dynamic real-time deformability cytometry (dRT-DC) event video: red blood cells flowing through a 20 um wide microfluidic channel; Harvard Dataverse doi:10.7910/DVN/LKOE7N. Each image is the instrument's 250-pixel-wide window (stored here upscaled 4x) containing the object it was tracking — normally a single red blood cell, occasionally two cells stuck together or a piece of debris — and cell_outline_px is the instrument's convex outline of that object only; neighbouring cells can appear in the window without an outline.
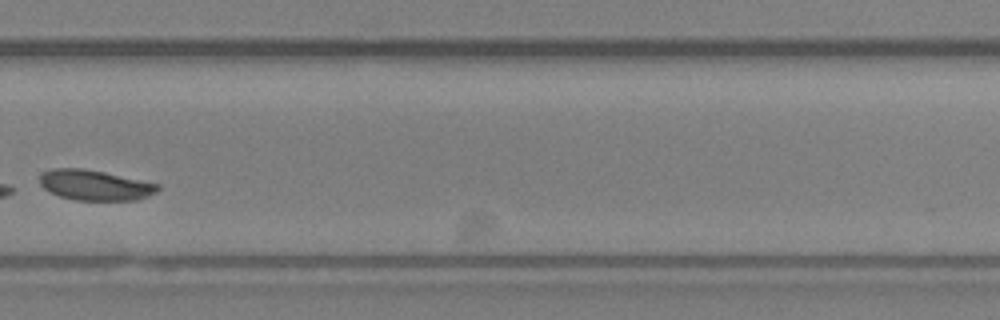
{"species": "Egyptian fruit bat (a non-hibernating species)", "species_latin": "Rousettus aegyptiacus", "temperature_condition": "room temperature", "stored_images_in_passage": 29, "segment_of_instrument_passage": [2, 2], "camera_frame_rate_fps": 3000, "um_per_image_px": 0.085, "animal": {"sex": "female"}, "frame": {"image": 1, "passage_image": 20, "time_ms": 6.333, "image_size_px": [1000, 320], "cell_outline_px": [[160, 188], [156, 192], [148, 196], [136, 200], [72, 200], [60, 196], [44, 188], [40, 184], [40, 176], [44, 172], [52, 168], [84, 168], [104, 172], [160, 184]], "centroid_in_image_um": [8.08, 15.73], "position_along_channel_um": 321.7, "area_um2": 20.81}}